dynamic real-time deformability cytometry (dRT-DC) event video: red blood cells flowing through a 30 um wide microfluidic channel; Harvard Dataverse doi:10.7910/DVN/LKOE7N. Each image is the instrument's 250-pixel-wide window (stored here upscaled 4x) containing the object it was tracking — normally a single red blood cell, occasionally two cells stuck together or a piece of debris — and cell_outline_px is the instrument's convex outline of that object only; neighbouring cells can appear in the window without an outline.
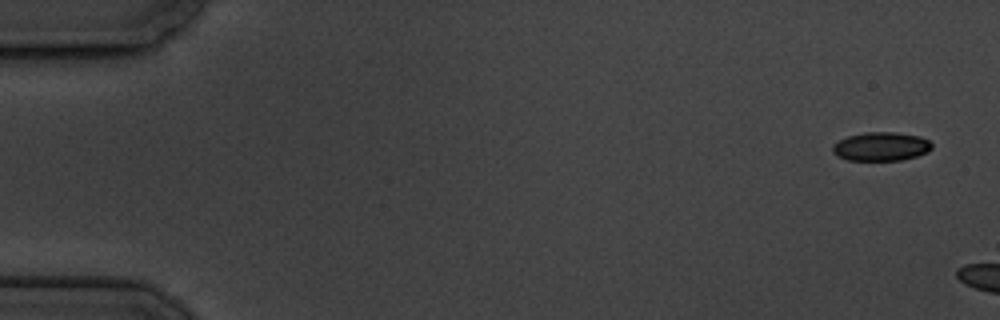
{"species": "common noctule bat (a hibernating species)", "species_latin": "Nyctalus noctula", "temperature_condition": "cold", "stored_images_in_passage": 2, "camera_frame_rate_fps": 3000, "um_per_image_px": 0.085, "animal": {"sex": "male", "body_mass_g": 19.5, "forearm_length_mm": 54.6}, "frame": {"image": 1, "passage_image": 1, "time_ms": 0.0, "image_size_px": [1000, 320], "cell_outline_px": [[932, 148], [928, 152], [916, 156], [900, 160], [848, 160], [836, 156], [832, 152], [832, 144], [848, 136], [864, 132], [896, 132], [920, 136], [928, 140], [932, 144]], "centroid_in_image_um": [74.88, 12.45], "position_along_channel_um": 10.1, "area_um2": 16.7}}